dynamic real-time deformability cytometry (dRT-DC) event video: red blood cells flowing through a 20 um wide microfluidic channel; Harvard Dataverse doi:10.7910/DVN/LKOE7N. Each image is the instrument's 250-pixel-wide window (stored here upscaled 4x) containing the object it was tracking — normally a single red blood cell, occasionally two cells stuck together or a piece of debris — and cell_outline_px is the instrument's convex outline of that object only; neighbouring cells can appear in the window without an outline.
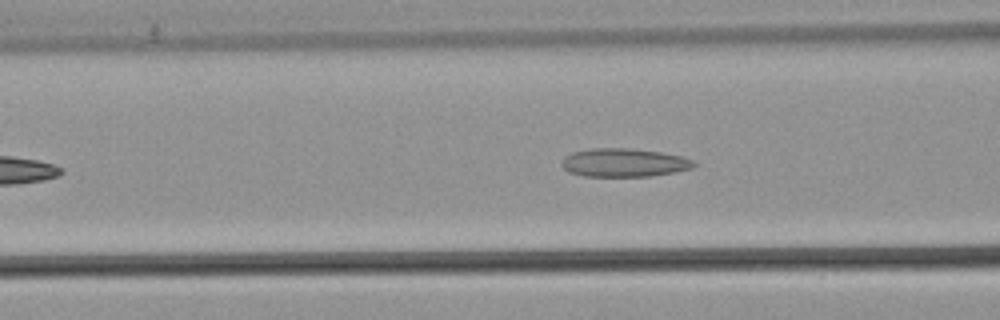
{"species": "common noctule bat (a hibernating species)", "species_latin": "Nyctalus noctula", "temperature_condition": "warm", "stored_images_in_passage": 41, "camera_frame_rate_fps": 3000, "um_per_image_px": 0.085, "animal": {"sex": "male", "body_mass_g": 21.5, "forearm_length_mm": 52.0}, "frame": {"image": 1, "passage_image": 12, "time_ms": 3.667, "image_size_px": [1000, 320], "cell_outline_px": [[696, 164], [692, 168], [676, 172], [652, 176], [584, 176], [568, 172], [560, 164], [564, 156], [572, 152], [588, 148], [632, 148], [660, 152], [680, 156], [692, 160]], "centroid_in_image_um": [53.0, 13.82], "position_along_channel_um": 113.6, "area_um2": 22.02}}
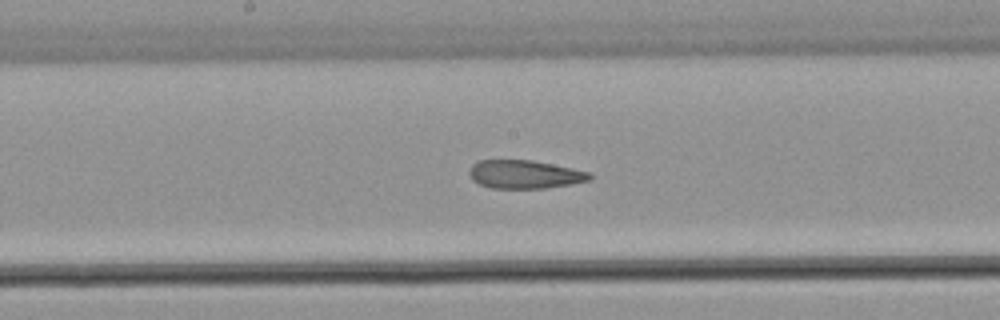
{"frame": {"image": 2, "passage_image": 19, "time_ms": 6.0, "image_size_px": [1000, 320], "cell_outline_px": [[592, 180], [548, 188], [492, 188], [480, 184], [472, 180], [468, 172], [472, 164], [480, 160], [532, 160], [592, 172]], "centroid_in_image_um": [44.62, 14.82], "position_along_channel_um": 203.6, "area_um2": 20.0}}
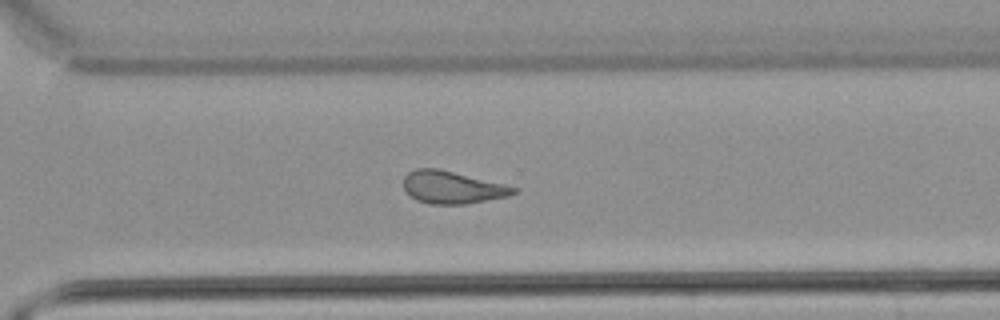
{"frame": {"image": 3, "passage_image": 29, "time_ms": 9.333, "image_size_px": [1000, 320], "cell_outline_px": [[516, 192], [508, 196], [464, 204], [432, 204], [416, 200], [404, 188], [404, 176], [408, 172], [416, 168], [436, 168], [516, 188]], "centroid_in_image_um": [38.37, 15.93], "position_along_channel_um": 332.2, "area_um2": 20.11}, "authors_computed_cell_mechanics": {"area_um2": 21.7328, "velocity_mm_per_s": 3.8552, "shape_relaxation_time_tau1_ms": null, "shape_relaxation_time_tau2_ms": 3.0335, "deformation_change_tau1": null, "deformation_change_tau2": 0.1261}}